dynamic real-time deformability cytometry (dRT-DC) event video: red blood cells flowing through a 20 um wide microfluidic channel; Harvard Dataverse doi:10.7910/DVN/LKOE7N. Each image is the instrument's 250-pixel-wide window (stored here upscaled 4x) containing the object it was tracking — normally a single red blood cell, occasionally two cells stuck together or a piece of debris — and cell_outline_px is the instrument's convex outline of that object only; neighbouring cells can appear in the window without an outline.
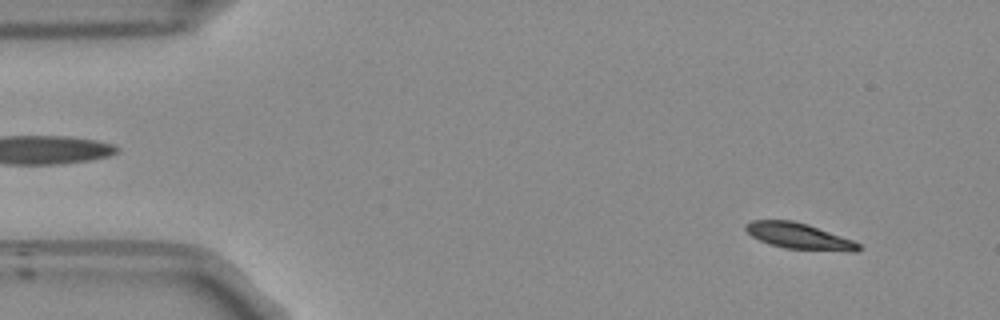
{"species": "Egyptian fruit bat (a non-hibernating species)", "species_latin": "Rousettus aegyptiacus", "temperature_condition": "room temperature", "stored_images_in_passage": 52, "camera_frame_rate_fps": 3000, "um_per_image_px": 0.085, "frame": {"image": 1, "passage_image": 4, "time_ms": 1.0, "image_size_px": [1000, 320], "cell_outline_px": [[860, 248], [856, 252], [852, 252], [784, 248], [760, 240], [752, 236], [744, 228], [744, 224], [752, 220], [792, 220], [808, 224], [852, 240], [860, 244]], "centroid_in_image_um": [67.91, 20.06], "position_along_channel_um": 17.1, "area_um2": 16.99}}
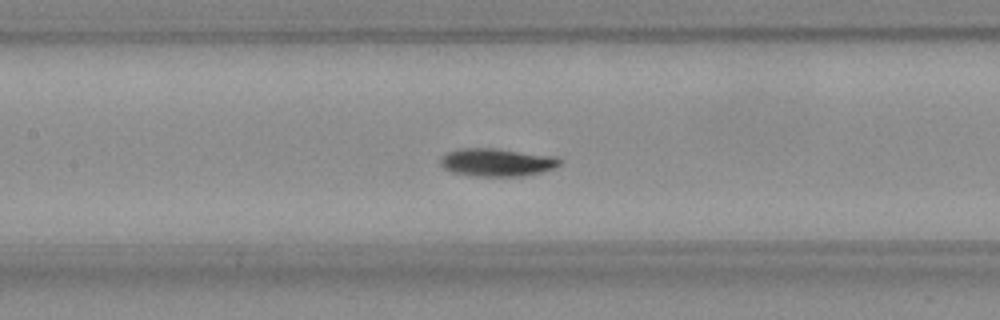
{"frame": {"image": 2, "passage_image": 23, "time_ms": 7.333, "image_size_px": [1000, 320], "cell_outline_px": [[560, 164], [556, 168], [524, 176], [468, 176], [452, 172], [444, 168], [440, 164], [440, 156], [448, 152], [460, 148], [492, 148], [556, 156], [560, 160]], "centroid_in_image_um": [42.21, 13.8], "position_along_channel_um": 165.2, "area_um2": 19.54}}
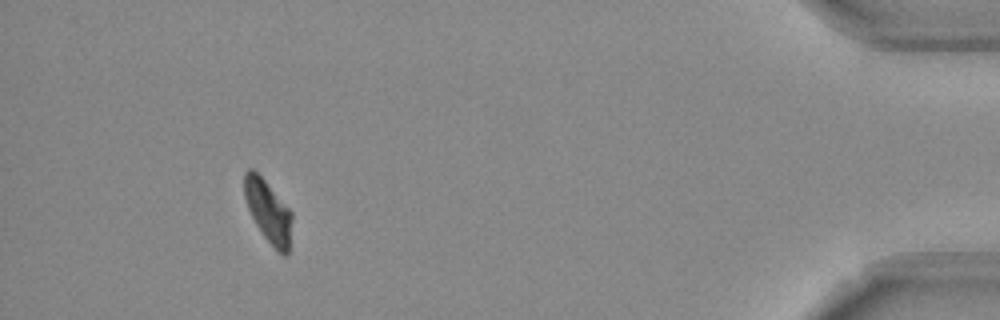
{"frame": {"image": 3, "passage_image": 48, "time_ms": 15.667, "image_size_px": [1000, 320], "cell_outline_px": [[292, 220], [288, 252], [284, 256], [276, 252], [264, 236], [256, 224], [248, 208], [244, 196], [244, 172], [248, 168], [252, 168], [264, 180], [292, 212]], "centroid_in_image_um": [22.79, 17.98], "position_along_channel_um": 412.4, "area_um2": 17.11}, "authors_computed_cell_mechanics": {"area_um2": 18.4382, "velocity_mm_per_s": 3.7838, "shape_relaxation_time_tau1_ms": 2.6106, "shape_relaxation_time_tau2_ms": null, "deformation_change_tau1": 0.1154, "deformation_change_tau2": null}}